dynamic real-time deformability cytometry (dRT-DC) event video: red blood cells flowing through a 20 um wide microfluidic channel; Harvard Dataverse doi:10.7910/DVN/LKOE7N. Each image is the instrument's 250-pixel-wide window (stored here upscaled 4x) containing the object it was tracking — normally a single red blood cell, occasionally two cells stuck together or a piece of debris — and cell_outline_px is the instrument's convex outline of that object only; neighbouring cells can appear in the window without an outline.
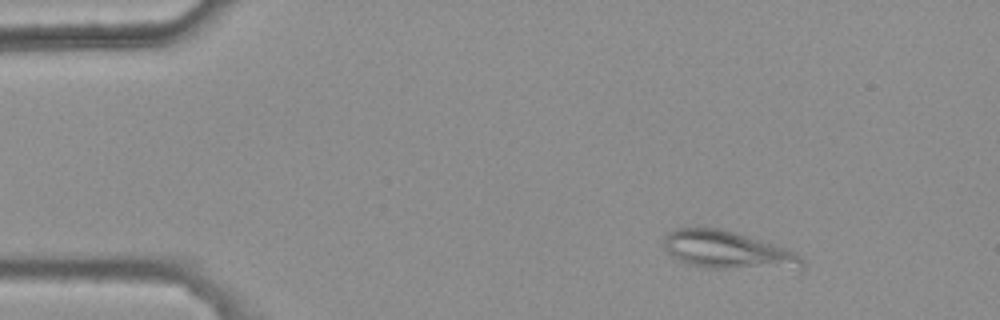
{"species": "common noctule bat (a hibernating species)", "species_latin": "Nyctalus noctula", "temperature_condition": "warm", "stored_images_in_passage": 40, "camera_frame_rate_fps": 3000, "um_per_image_px": 0.085, "animal": {"sex": "female", "body_mass_g": 25.1}, "frame": {"image": 1, "passage_image": 2, "time_ms": 0.333, "image_size_px": [1000, 320], "cell_outline_px": [[804, 268], [800, 272], [704, 268], [680, 260], [672, 256], [664, 248], [664, 236], [668, 232], [676, 228], [692, 224], [696, 224], [720, 228], [736, 232], [772, 244], [792, 252], [800, 256], [804, 260]], "centroid_in_image_um": [61.91, 21.28], "position_along_channel_um": 23.1, "area_um2": 32.02}}
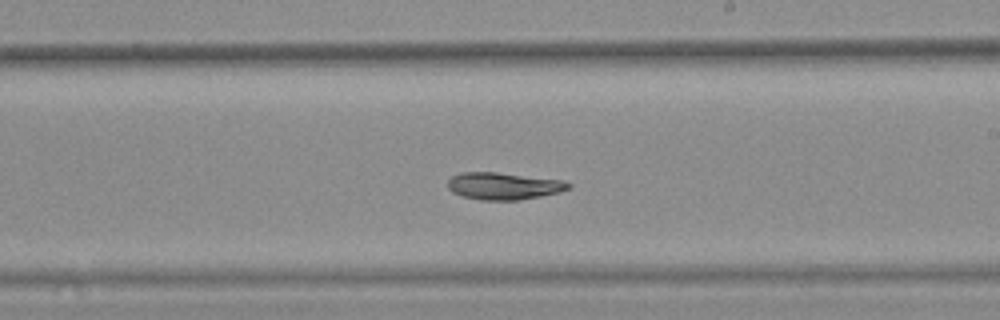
{"frame": {"image": 2, "passage_image": 26, "time_ms": 8.333, "image_size_px": [1000, 320], "cell_outline_px": [[572, 188], [560, 192], [520, 200], [480, 200], [464, 196], [452, 192], [448, 188], [448, 180], [452, 176], [460, 172], [496, 172], [564, 180], [572, 184]], "centroid_in_image_um": [42.84, 15.8], "position_along_channel_um": 246.2, "area_um2": 19.19}}
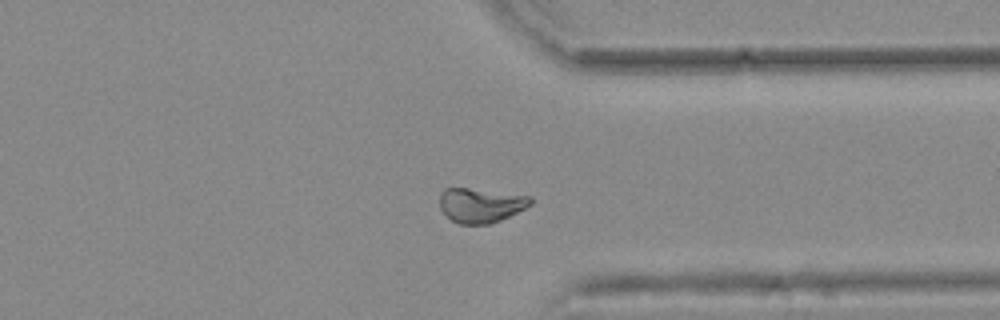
{"frame": {"image": 3, "passage_image": 36, "time_ms": 11.667, "image_size_px": [1000, 320], "cell_outline_px": [[532, 204], [500, 220], [488, 224], [460, 224], [452, 220], [440, 208], [440, 192], [444, 188], [468, 188], [532, 196]], "centroid_in_image_um": [40.85, 17.43], "position_along_channel_um": 370.6, "area_um2": 18.09}}